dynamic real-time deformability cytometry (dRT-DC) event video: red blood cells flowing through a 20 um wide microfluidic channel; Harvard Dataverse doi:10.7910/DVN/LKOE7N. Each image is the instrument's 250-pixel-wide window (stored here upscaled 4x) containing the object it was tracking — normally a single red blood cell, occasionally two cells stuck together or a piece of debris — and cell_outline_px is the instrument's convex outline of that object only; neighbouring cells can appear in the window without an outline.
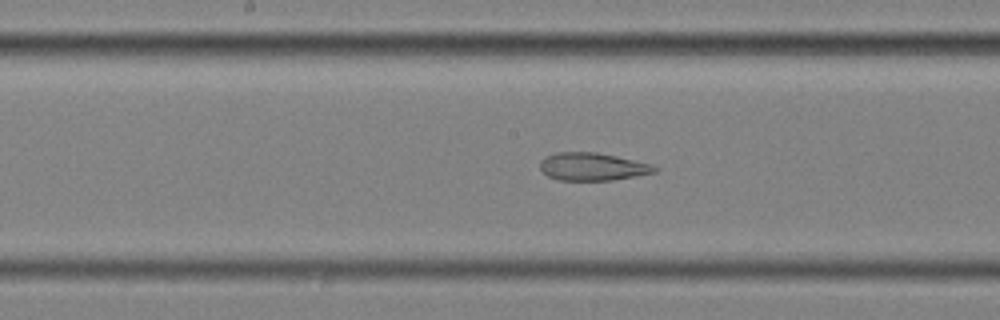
{"species": "common noctule bat (a hibernating species)", "species_latin": "Nyctalus noctula", "temperature_condition": "cold", "stored_images_in_passage": 57, "segment_of_instrument_passage": [2, 2], "camera_frame_rate_fps": 3000, "um_per_image_px": 0.085, "animal": {"sex": "female", "body_mass_g": 25.1}, "frame": {"image": 1, "passage_image": 29, "time_ms": 9.333, "image_size_px": [1000, 320], "cell_outline_px": [[660, 168], [656, 172], [636, 176], [612, 180], [560, 180], [548, 176], [540, 168], [540, 160], [544, 156], [556, 152], [596, 152], [616, 156], [652, 164]], "centroid_in_image_um": [50.37, 14.16], "position_along_channel_um": 197.8, "area_um2": 18.61}}
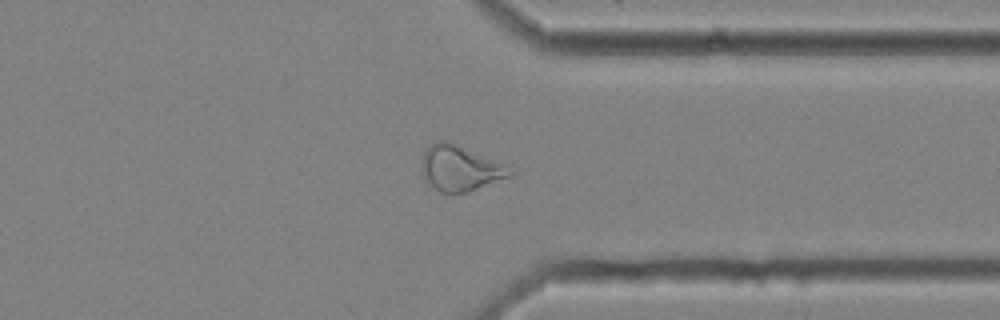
{"frame": {"image": 2, "passage_image": 44, "time_ms": 14.333, "image_size_px": [1000, 320], "cell_outline_px": [[516, 172], [512, 176], [468, 192], [452, 196], [440, 192], [428, 180], [424, 172], [424, 152], [436, 140], [448, 140], [504, 164]], "centroid_in_image_um": [39.18, 14.32], "position_along_channel_um": 372.2, "area_um2": 23.12}}
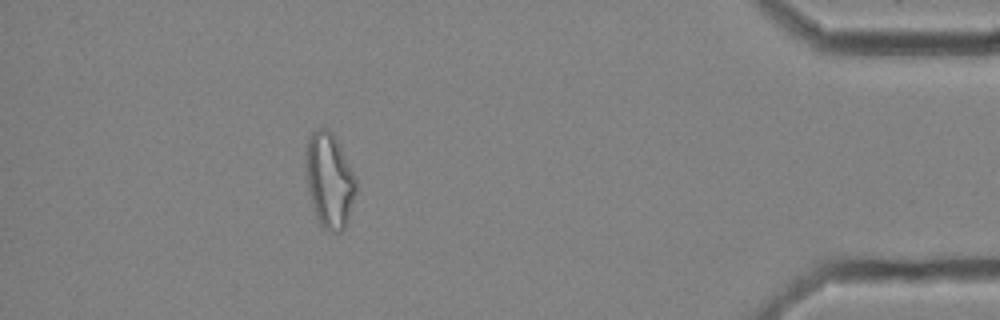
{"frame": {"image": 3, "passage_image": 51, "time_ms": 16.667, "image_size_px": [1000, 320], "cell_outline_px": [[356, 192], [344, 228], [340, 232], [332, 232], [324, 228], [320, 224], [316, 216], [312, 204], [308, 188], [304, 164], [308, 140], [312, 132], [316, 128], [328, 128], [332, 132], [340, 144], [356, 180]], "centroid_in_image_um": [27.98, 15.29], "position_along_channel_um": 407.2, "area_um2": 27.63}}